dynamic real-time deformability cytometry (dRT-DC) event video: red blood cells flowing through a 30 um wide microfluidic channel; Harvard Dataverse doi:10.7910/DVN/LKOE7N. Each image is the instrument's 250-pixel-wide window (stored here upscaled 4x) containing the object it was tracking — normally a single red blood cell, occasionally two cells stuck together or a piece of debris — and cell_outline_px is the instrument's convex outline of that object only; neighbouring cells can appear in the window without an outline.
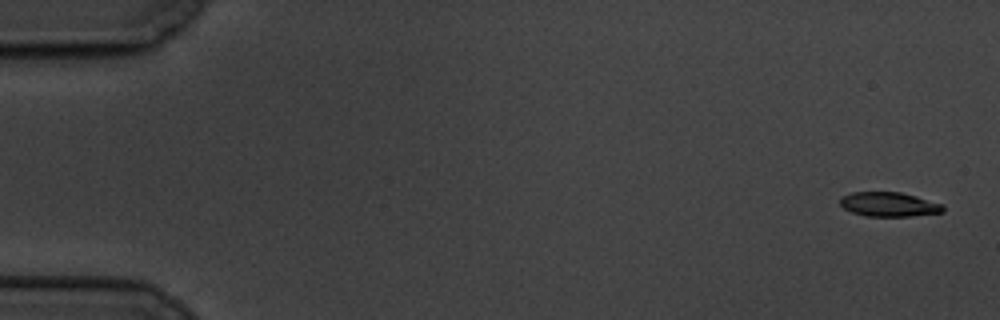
{"species": "common noctule bat (a hibernating species)", "species_latin": "Nyctalus noctula", "temperature_condition": "cold", "stored_images_in_passage": 9, "camera_frame_rate_fps": 3000, "um_per_image_px": 0.085, "animal": {"sex": "male", "body_mass_g": 19.5, "forearm_length_mm": 54.6}, "frame": {"image": 1, "passage_image": 1, "time_ms": 0.0, "image_size_px": [1000, 320], "cell_outline_px": [[944, 212], [912, 216], [864, 216], [852, 212], [844, 208], [840, 204], [840, 196], [852, 192], [900, 192], [916, 196], [944, 204]], "centroid_in_image_um": [75.56, 17.37], "position_along_channel_um": 9.4, "area_um2": 14.74}}
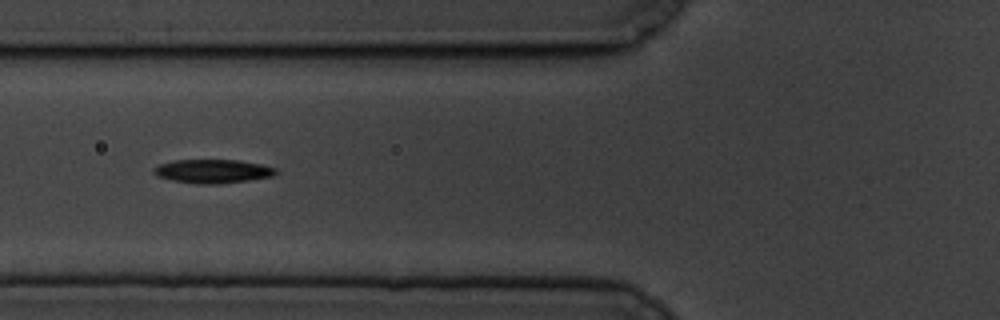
{"frame": {"image": 2, "passage_image": 7, "time_ms": 7.0, "image_size_px": [1000, 320], "cell_outline_px": [[276, 172], [272, 176], [248, 180], [216, 184], [196, 184], [172, 180], [156, 176], [152, 172], [152, 168], [160, 164], [172, 160], [240, 160], [260, 164], [276, 168]], "centroid_in_image_um": [18.02, 14.55], "position_along_channel_um": 107.8, "area_um2": 16.88}}
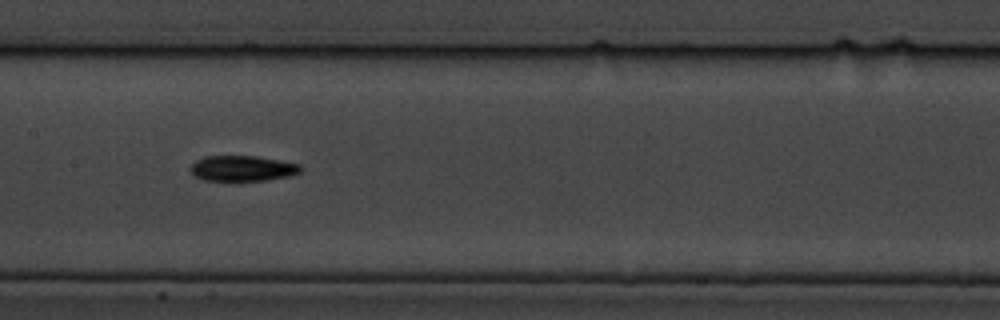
{"frame": {"image": 3, "passage_image": 9, "time_ms": 9.333, "image_size_px": [1000, 320], "cell_outline_px": [[304, 168], [300, 172], [288, 176], [268, 180], [236, 184], [204, 180], [192, 176], [192, 164], [196, 160], [204, 156], [256, 156], [300, 164]], "centroid_in_image_um": [20.59, 14.37], "position_along_channel_um": 186.8, "area_um2": 17.22}}